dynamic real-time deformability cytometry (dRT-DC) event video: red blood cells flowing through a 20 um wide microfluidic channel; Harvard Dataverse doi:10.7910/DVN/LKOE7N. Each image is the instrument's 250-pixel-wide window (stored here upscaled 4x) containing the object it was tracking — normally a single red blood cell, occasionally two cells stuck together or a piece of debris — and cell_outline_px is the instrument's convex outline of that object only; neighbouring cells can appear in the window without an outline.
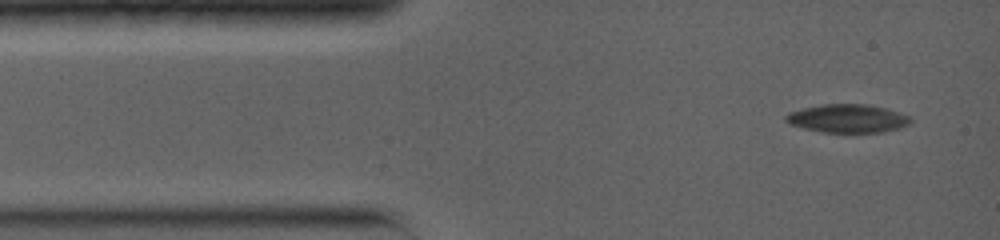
{"species": "common noctule bat (a hibernating species)", "species_latin": "Nyctalus noctula", "temperature_condition": "warm", "stored_images_in_passage": 7, "camera_frame_rate_fps": 5000, "um_per_image_px": 0.085, "animal": {"sex": "female", "body_mass_g": 19.0, "forearm_length_mm": 56.7}, "frame": {"image": 1, "passage_image": 1, "time_ms": 0.0, "image_size_px": [1000, 240], "cell_outline_px": [[912, 120], [908, 124], [900, 128], [880, 132], [824, 132], [804, 128], [792, 124], [784, 120], [784, 116], [788, 112], [820, 104], [864, 104], [884, 108], [908, 116]], "centroid_in_image_um": [72.0, 10.07], "position_along_channel_um": 13.0, "area_um2": 20.29}}
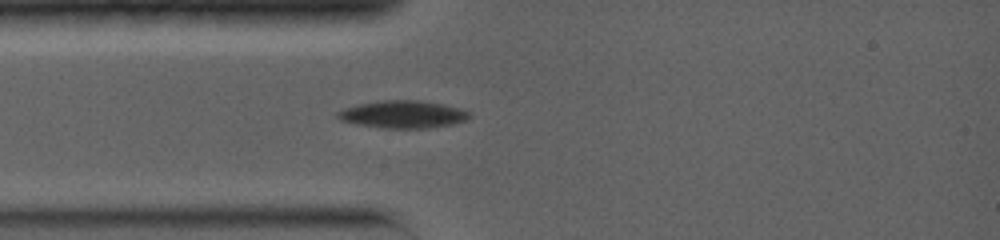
{"frame": {"image": 2, "passage_image": 5, "time_ms": 2.4, "image_size_px": [1000, 240], "cell_outline_px": [[472, 116], [464, 120], [452, 124], [424, 128], [380, 128], [356, 124], [340, 120], [336, 116], [336, 112], [344, 108], [376, 100], [420, 100], [444, 104], [460, 108], [468, 112]], "centroid_in_image_um": [34.21, 9.71], "position_along_channel_um": 50.8, "area_um2": 21.15}}